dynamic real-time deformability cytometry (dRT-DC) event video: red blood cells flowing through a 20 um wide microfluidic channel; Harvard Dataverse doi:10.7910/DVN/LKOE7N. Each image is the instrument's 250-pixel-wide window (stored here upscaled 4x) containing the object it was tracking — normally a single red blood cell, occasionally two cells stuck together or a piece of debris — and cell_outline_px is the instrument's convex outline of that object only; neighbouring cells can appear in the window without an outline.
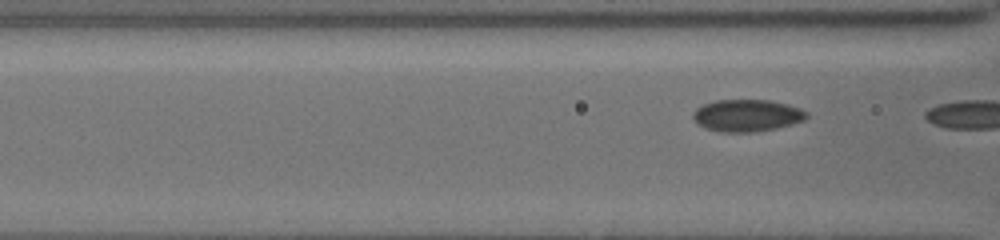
{"species": "common noctule bat (a hibernating species)", "species_latin": "Nyctalus noctula", "temperature_condition": "cold", "stored_images_in_passage": 9, "segment_of_instrument_passage": [2, 2], "camera_frame_rate_fps": 3000, "um_per_image_px": 0.085, "animal": {"sex": "female", "body_mass_g": 19.5, "forearm_length_mm": 54.1}, "frame": {"image": 1, "passage_image": 9, "time_ms": 8.333, "image_size_px": [1000, 240], "cell_outline_px": [[808, 116], [804, 120], [792, 124], [776, 128], [752, 132], [724, 132], [708, 128], [696, 124], [692, 116], [692, 112], [696, 108], [704, 104], [716, 100], [768, 100], [788, 104], [800, 108], [808, 112]], "centroid_in_image_um": [63.49, 9.81], "position_along_channel_um": 103.1, "area_um2": 21.21}}